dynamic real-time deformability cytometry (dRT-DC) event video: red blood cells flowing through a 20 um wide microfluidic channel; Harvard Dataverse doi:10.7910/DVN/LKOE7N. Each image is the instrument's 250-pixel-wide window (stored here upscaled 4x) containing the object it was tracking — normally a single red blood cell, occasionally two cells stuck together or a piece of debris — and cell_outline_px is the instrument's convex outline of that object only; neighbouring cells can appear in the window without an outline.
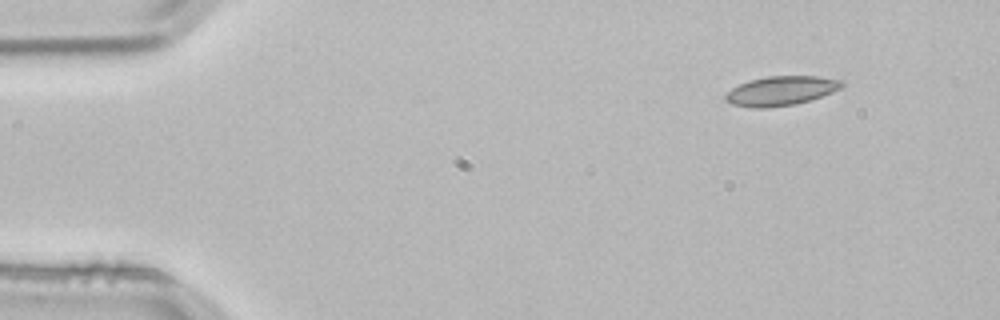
{"species": "common noctule bat (a hibernating species)", "species_latin": "Nyctalus noctula", "temperature_condition": "room temperature", "stored_images_in_passage": 4, "camera_frame_rate_fps": 3000, "um_per_image_px": 0.085, "animal": {"sex": "male", "body_mass_g": 21.5, "forearm_length_mm": 52.0}, "frame": {"image": 1, "passage_image": 4, "time_ms": 1.0, "image_size_px": [1000, 320], "cell_outline_px": [[844, 84], [840, 88], [832, 92], [796, 104], [768, 108], [752, 108], [732, 104], [724, 100], [724, 96], [732, 88], [748, 80], [768, 76], [816, 76], [844, 80]], "centroid_in_image_um": [66.36, 7.72], "position_along_channel_um": 18.6, "area_um2": 19.88}}